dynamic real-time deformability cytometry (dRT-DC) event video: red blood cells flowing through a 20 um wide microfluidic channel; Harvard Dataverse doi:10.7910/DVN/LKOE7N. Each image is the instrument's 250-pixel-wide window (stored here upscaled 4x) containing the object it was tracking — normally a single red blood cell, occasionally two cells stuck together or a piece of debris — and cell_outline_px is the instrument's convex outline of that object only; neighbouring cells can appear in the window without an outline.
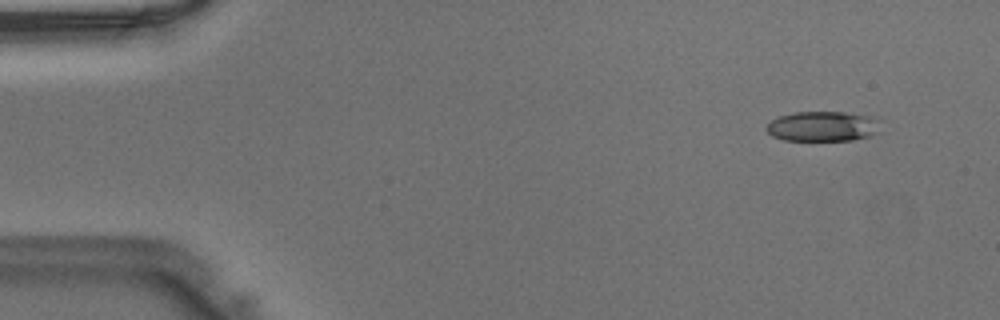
{"species": "Egyptian fruit bat (a non-hibernating species)", "species_latin": "Rousettus aegyptiacus", "temperature_condition": "warm", "stored_images_in_passage": 13, "camera_frame_rate_fps": 3000, "um_per_image_px": 0.085, "animal": {"sex": "male"}, "frame": {"image": 1, "passage_image": 4, "time_ms": 1.0, "image_size_px": [1000, 320], "cell_outline_px": [[856, 136], [840, 140], [796, 140], [780, 136], [788, 116], [820, 112], [824, 112], [844, 116], [852, 128]], "centroid_in_image_um": [69.48, 10.82], "position_along_channel_um": 15.5, "area_um2": 12.2}}